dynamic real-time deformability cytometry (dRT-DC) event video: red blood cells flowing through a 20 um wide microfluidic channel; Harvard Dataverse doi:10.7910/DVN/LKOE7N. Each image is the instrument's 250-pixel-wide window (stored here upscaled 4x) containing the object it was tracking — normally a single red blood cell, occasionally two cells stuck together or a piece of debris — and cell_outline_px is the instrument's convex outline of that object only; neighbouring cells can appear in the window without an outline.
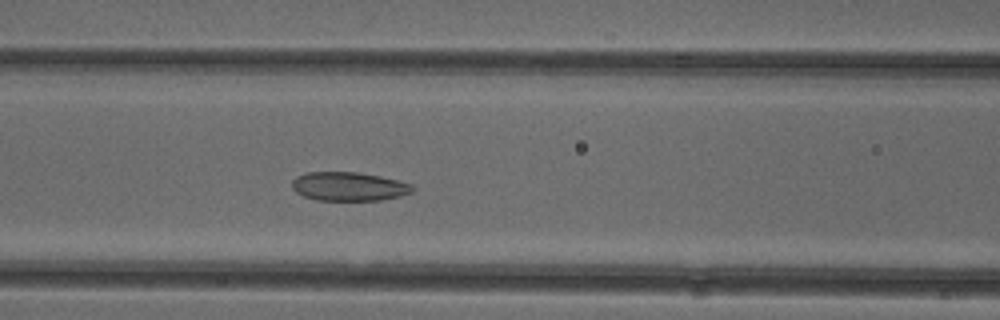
{"species": "common noctule bat (a hibernating species)", "species_latin": "Nyctalus noctula", "temperature_condition": "cold", "stored_images_in_passage": 47, "camera_frame_rate_fps": 3000, "um_per_image_px": 0.085, "animal": {"sex": "female"}, "frame": {"image": 1, "passage_image": 17, "time_ms": 5.333, "image_size_px": [1000, 320], "cell_outline_px": [[412, 192], [400, 196], [380, 200], [316, 200], [304, 196], [296, 192], [292, 188], [292, 180], [296, 176], [308, 172], [356, 172], [380, 176], [412, 184]], "centroid_in_image_um": [29.62, 15.85], "position_along_channel_um": 137.0, "area_um2": 20.11}}
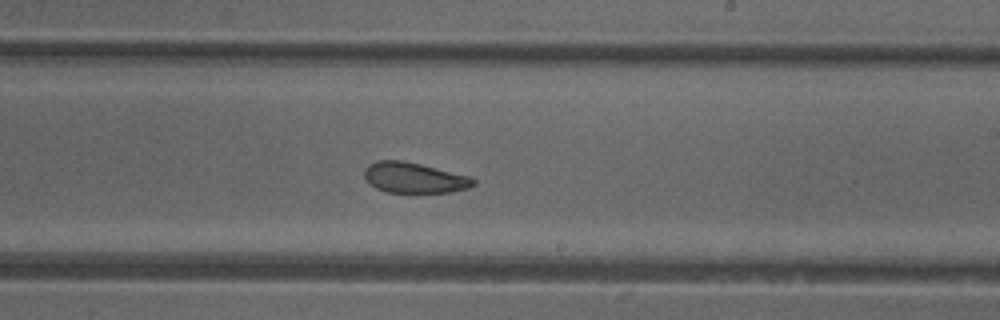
{"frame": {"image": 2, "passage_image": 26, "time_ms": 8.333, "image_size_px": [1000, 320], "cell_outline_px": [[476, 184], [468, 188], [452, 192], [388, 192], [376, 188], [364, 176], [364, 168], [368, 164], [376, 160], [400, 160], [420, 164], [468, 176], [476, 180]], "centroid_in_image_um": [35.2, 15.1], "position_along_channel_um": 253.8, "area_um2": 19.19}}
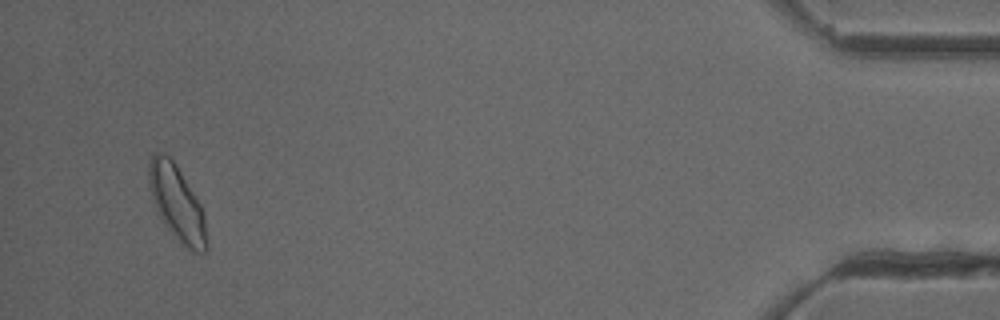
{"frame": {"image": 3, "passage_image": 45, "time_ms": 14.667, "image_size_px": [1000, 320], "cell_outline_px": [[208, 248], [204, 252], [196, 252], [180, 244], [164, 224], [152, 200], [148, 180], [148, 160], [156, 152], [164, 152], [176, 164], [200, 204], [204, 216], [208, 240]], "centroid_in_image_um": [15.03, 17.27], "position_along_channel_um": 420.2, "area_um2": 25.32}, "authors_computed_cell_mechanics": {"area_um2": 21.5016, "velocity_mm_per_s": 3.8949, "shape_relaxation_time_tau1_ms": null, "shape_relaxation_time_tau2_ms": 2.5948, "deformation_change_tau1": null, "deformation_change_tau2": 0.0818}}